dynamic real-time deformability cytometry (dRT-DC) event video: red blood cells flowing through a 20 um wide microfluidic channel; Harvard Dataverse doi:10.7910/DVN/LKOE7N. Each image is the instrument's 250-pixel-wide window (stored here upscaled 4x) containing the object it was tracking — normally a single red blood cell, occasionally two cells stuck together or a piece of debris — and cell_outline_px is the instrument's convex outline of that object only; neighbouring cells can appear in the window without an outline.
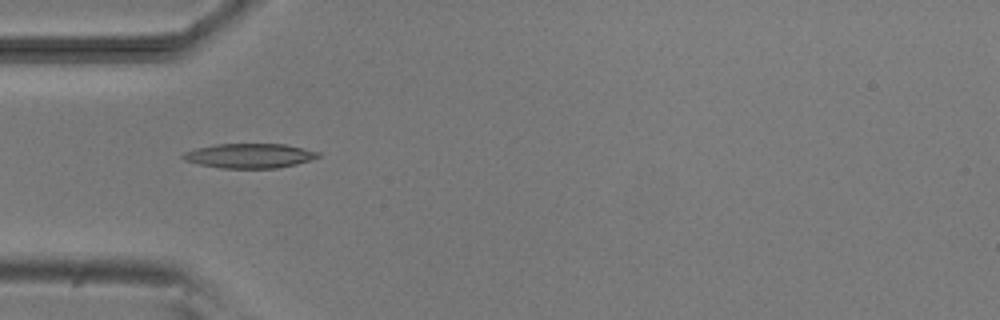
{"species": "common noctule bat (a hibernating species)", "species_latin": "Nyctalus noctula", "temperature_condition": "room temperature", "stored_images_in_passage": 7, "camera_frame_rate_fps": 3000, "um_per_image_px": 0.085, "animal": {"sex": "male", "body_mass_g": 20.5, "forearm_length_mm": 52.5}, "frame": {"image": 1, "passage_image": 4, "time_ms": 4.333, "image_size_px": [1000, 320], "cell_outline_px": [[320, 156], [296, 164], [276, 168], [220, 168], [200, 164], [184, 160], [180, 156], [184, 152], [196, 148], [216, 144], [284, 144], [304, 148], [320, 152]], "centroid_in_image_um": [21.19, 13.23], "position_along_channel_um": 63.8, "area_um2": 19.25}}
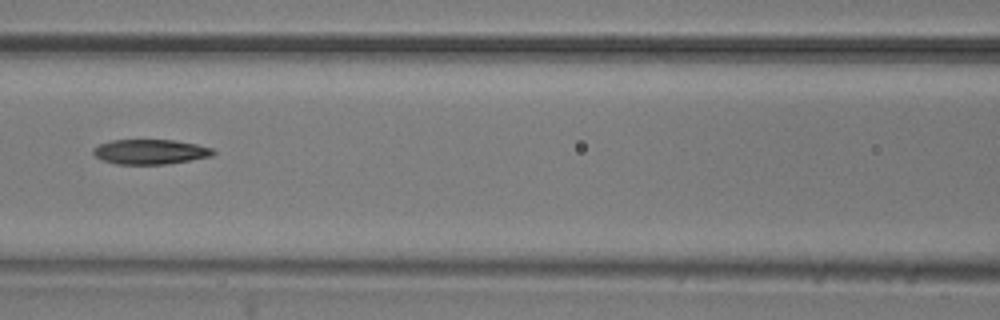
{"frame": {"image": 2, "passage_image": 6, "time_ms": 6.667, "image_size_px": [1000, 320], "cell_outline_px": [[216, 152], [212, 156], [164, 164], [116, 164], [104, 160], [96, 156], [92, 152], [92, 148], [100, 144], [112, 140], [172, 140], [196, 144], [212, 148]], "centroid_in_image_um": [12.76, 12.89], "position_along_channel_um": 153.8, "area_um2": 17.17}}
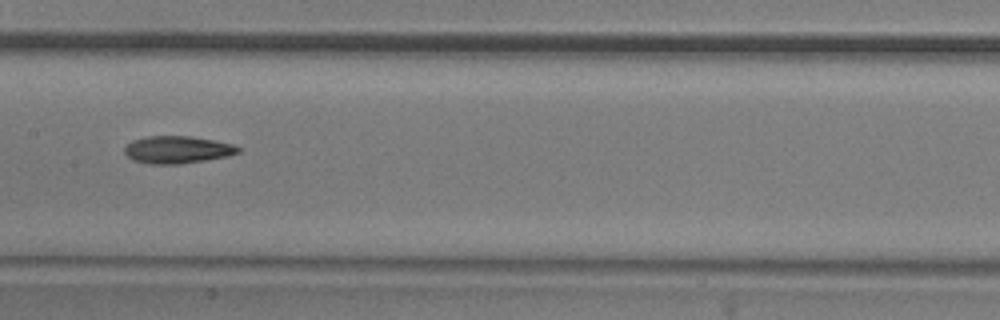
{"frame": {"image": 3, "passage_image": 7, "time_ms": 7.667, "image_size_px": [1000, 320], "cell_outline_px": [[240, 152], [228, 156], [180, 164], [152, 164], [132, 160], [124, 152], [124, 148], [132, 140], [148, 136], [192, 136], [216, 140], [232, 144], [240, 148]], "centroid_in_image_um": [15.08, 12.72], "position_along_channel_um": 192.3, "area_um2": 18.15}}